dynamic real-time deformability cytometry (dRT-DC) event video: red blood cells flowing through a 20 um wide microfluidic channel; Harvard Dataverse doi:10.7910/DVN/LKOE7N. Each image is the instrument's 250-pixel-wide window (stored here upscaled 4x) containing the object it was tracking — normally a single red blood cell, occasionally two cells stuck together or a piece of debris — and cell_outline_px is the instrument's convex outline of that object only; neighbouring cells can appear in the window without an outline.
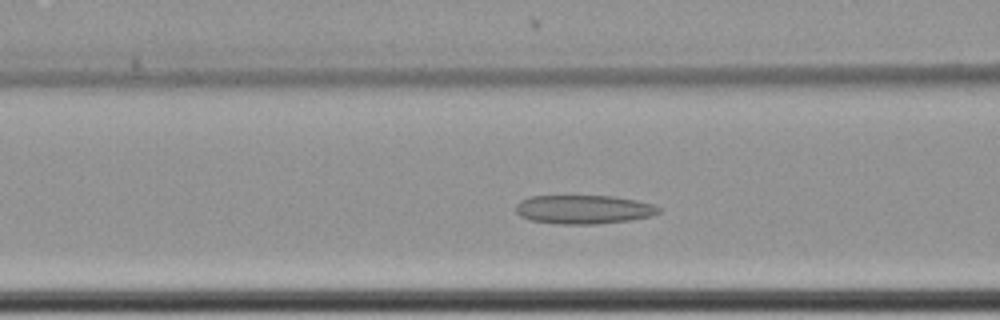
{"species": "common noctule bat (a hibernating species)", "species_latin": "Nyctalus noctula", "temperature_condition": "cold", "stored_images_in_passage": 51, "camera_frame_rate_fps": 3000, "um_per_image_px": 0.085, "animal": {"sex": "female", "body_mass_g": 22.7, "forearm_length_mm": 54.2}, "frame": {"image": 1, "passage_image": 19, "time_ms": 6.0, "image_size_px": [1000, 320], "cell_outline_px": [[660, 212], [652, 216], [628, 220], [596, 224], [560, 224], [532, 220], [520, 216], [516, 212], [516, 204], [520, 200], [532, 196], [612, 196], [636, 200], [656, 204], [660, 208]], "centroid_in_image_um": [49.63, 17.8], "position_along_channel_um": 117.0, "area_um2": 23.99}}
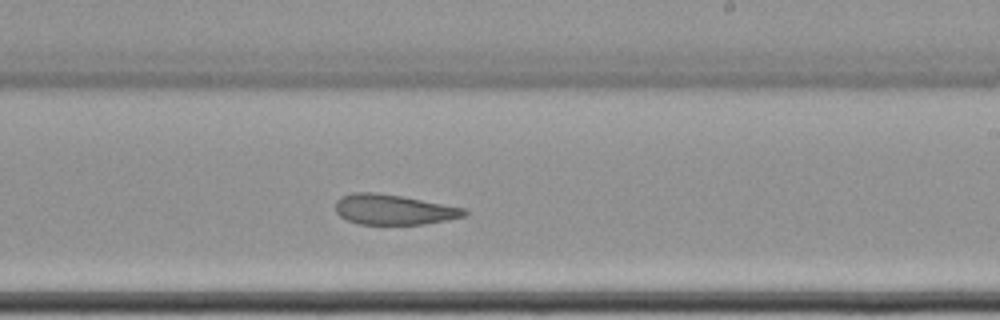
{"frame": {"image": 2, "passage_image": 31, "time_ms": 10.0, "image_size_px": [1000, 320], "cell_outline_px": [[468, 212], [464, 216], [444, 220], [420, 224], [356, 224], [340, 216], [336, 212], [336, 200], [340, 196], [352, 192], [376, 192], [400, 196], [464, 208]], "centroid_in_image_um": [33.38, 17.8], "position_along_channel_um": 255.6, "area_um2": 22.43}}
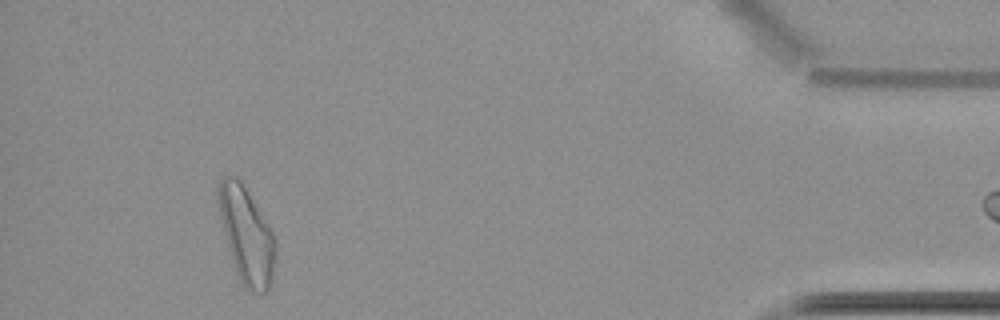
{"frame": {"image": 3, "passage_image": 50, "time_ms": 16.333, "image_size_px": [1000, 320], "cell_outline_px": [[276, 252], [268, 288], [264, 292], [248, 292], [244, 288], [236, 272], [228, 248], [220, 216], [216, 196], [216, 188], [220, 180], [228, 172], [236, 176], [240, 180], [268, 224], [276, 240]], "centroid_in_image_um": [20.91, 19.94], "position_along_channel_um": 414.3, "area_um2": 31.73}}